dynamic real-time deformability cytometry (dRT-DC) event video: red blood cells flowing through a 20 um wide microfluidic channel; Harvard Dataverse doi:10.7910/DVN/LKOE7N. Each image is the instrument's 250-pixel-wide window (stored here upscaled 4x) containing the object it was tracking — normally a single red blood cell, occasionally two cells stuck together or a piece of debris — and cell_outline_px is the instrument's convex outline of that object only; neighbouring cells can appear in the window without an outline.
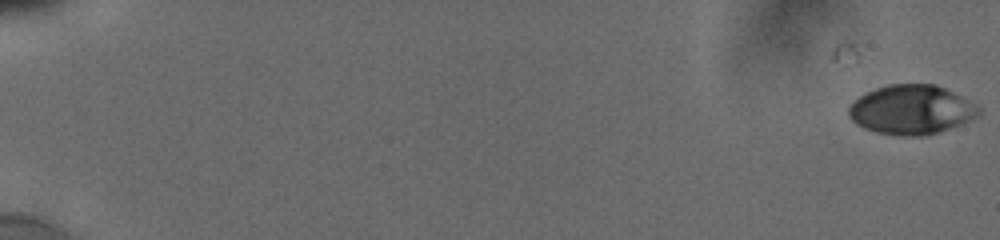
{"species": "human", "species_latin": "Homo sapiens", "temperature_condition": "cold", "stored_images_in_passage": 39, "camera_frame_rate_fps": 3000, "um_per_image_px": 0.085, "donor": {"sex": "male"}, "frame": {"image": 1, "passage_image": 1, "time_ms": 0.0, "image_size_px": [1000, 240], "cell_outline_px": [[980, 112], [976, 116], [960, 124], [924, 136], [904, 136], [876, 132], [864, 128], [856, 124], [848, 116], [848, 108], [860, 96], [876, 88], [888, 84], [936, 84], [976, 104], [980, 108]], "centroid_in_image_um": [77.44, 9.32], "position_along_channel_um": 7.6, "area_um2": 36.93}}
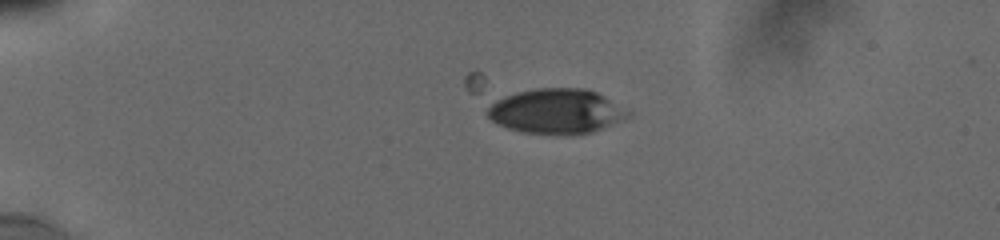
{"frame": {"image": 2, "passage_image": 27, "time_ms": 4.667, "image_size_px": [1000, 240], "cell_outline_px": [[608, 124], [592, 132], [568, 136], [524, 132], [508, 128], [492, 120], [488, 116], [488, 100], [516, 92], [536, 88], [584, 88], [596, 92], [604, 96], [608, 100]], "centroid_in_image_um": [46.85, 9.44], "position_along_channel_um": 38.2, "area_um2": 34.39}}